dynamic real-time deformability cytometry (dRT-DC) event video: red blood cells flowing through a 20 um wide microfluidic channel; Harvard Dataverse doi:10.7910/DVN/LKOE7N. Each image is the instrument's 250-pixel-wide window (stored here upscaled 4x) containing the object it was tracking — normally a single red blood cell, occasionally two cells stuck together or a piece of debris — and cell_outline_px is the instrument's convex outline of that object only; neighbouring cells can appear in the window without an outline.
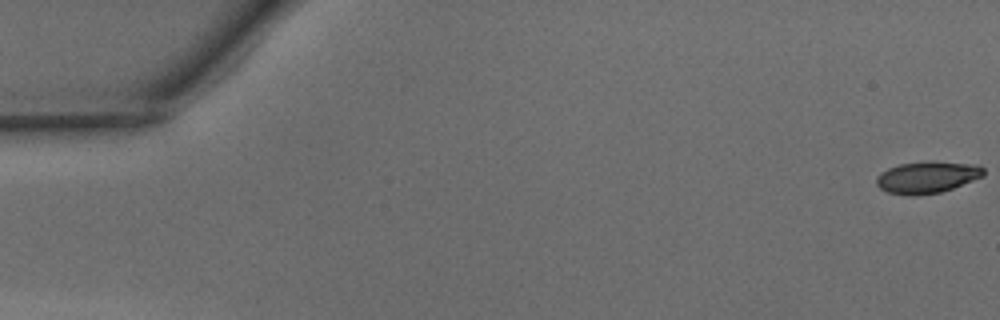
{"species": "common noctule bat (a hibernating species)", "species_latin": "Nyctalus noctula", "temperature_condition": "warm", "stored_images_in_passage": 6, "camera_frame_rate_fps": 3000, "um_per_image_px": 0.085, "animal": {"sex": "male", "body_mass_g": 15.6}, "frame": {"image": 1, "passage_image": 1, "time_ms": 0.0, "image_size_px": [1000, 320], "cell_outline_px": [[984, 176], [952, 188], [940, 192], [916, 196], [888, 192], [880, 188], [876, 184], [876, 176], [880, 172], [888, 168], [900, 164], [924, 160], [932, 160], [980, 164], [984, 168]], "centroid_in_image_um": [78.83, 15.03], "position_along_channel_um": 6.2, "area_um2": 20.23}}